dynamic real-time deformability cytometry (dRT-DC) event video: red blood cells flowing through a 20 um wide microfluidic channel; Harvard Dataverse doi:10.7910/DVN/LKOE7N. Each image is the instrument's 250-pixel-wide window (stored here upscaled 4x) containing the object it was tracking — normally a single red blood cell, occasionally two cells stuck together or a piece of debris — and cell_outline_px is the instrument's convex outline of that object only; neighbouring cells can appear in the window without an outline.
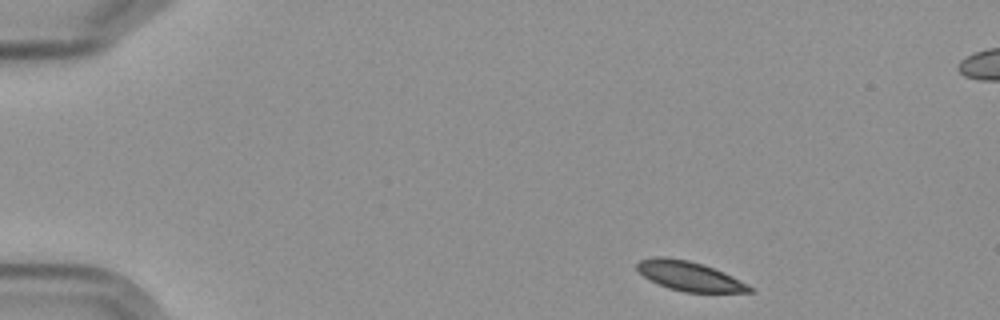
{"species": "Egyptian fruit bat (a non-hibernating species)", "species_latin": "Rousettus aegyptiacus", "temperature_condition": "cold", "stored_images_in_passage": 1, "camera_frame_rate_fps": 3000, "um_per_image_px": 0.085, "frame": {"image": 1, "passage_image": 1, "time_ms": 0.0, "image_size_px": [1000, 320], "cell_outline_px": [[752, 292], [684, 292], [668, 288], [656, 284], [648, 280], [636, 268], [636, 264], [640, 260], [652, 256], [664, 256], [688, 260], [704, 264], [724, 272], [748, 284], [752, 288]], "centroid_in_image_um": [58.55, 23.45], "position_along_channel_um": 26.4, "area_um2": 19.48}}